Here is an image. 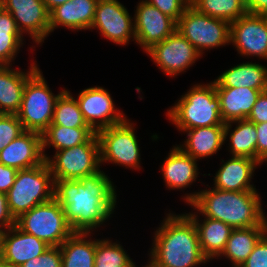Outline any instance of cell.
Listing matches in <instances>:
<instances>
[{
	"label": "cell",
	"instance_id": "cell-10",
	"mask_svg": "<svg viewBox=\"0 0 267 267\" xmlns=\"http://www.w3.org/2000/svg\"><path fill=\"white\" fill-rule=\"evenodd\" d=\"M132 121L123 122L97 132L100 143V163L117 164L132 169H140V148Z\"/></svg>",
	"mask_w": 267,
	"mask_h": 267
},
{
	"label": "cell",
	"instance_id": "cell-9",
	"mask_svg": "<svg viewBox=\"0 0 267 267\" xmlns=\"http://www.w3.org/2000/svg\"><path fill=\"white\" fill-rule=\"evenodd\" d=\"M54 180H80L100 171V143L95 133L86 143L55 151L46 160Z\"/></svg>",
	"mask_w": 267,
	"mask_h": 267
},
{
	"label": "cell",
	"instance_id": "cell-15",
	"mask_svg": "<svg viewBox=\"0 0 267 267\" xmlns=\"http://www.w3.org/2000/svg\"><path fill=\"white\" fill-rule=\"evenodd\" d=\"M0 6L11 14L21 34H27L42 45L50 34V14L43 0H0Z\"/></svg>",
	"mask_w": 267,
	"mask_h": 267
},
{
	"label": "cell",
	"instance_id": "cell-26",
	"mask_svg": "<svg viewBox=\"0 0 267 267\" xmlns=\"http://www.w3.org/2000/svg\"><path fill=\"white\" fill-rule=\"evenodd\" d=\"M215 88H252L267 90V67L253 62L237 64L214 80Z\"/></svg>",
	"mask_w": 267,
	"mask_h": 267
},
{
	"label": "cell",
	"instance_id": "cell-21",
	"mask_svg": "<svg viewBox=\"0 0 267 267\" xmlns=\"http://www.w3.org/2000/svg\"><path fill=\"white\" fill-rule=\"evenodd\" d=\"M98 0H70L52 9L50 14V33L58 27L72 31L91 28Z\"/></svg>",
	"mask_w": 267,
	"mask_h": 267
},
{
	"label": "cell",
	"instance_id": "cell-1",
	"mask_svg": "<svg viewBox=\"0 0 267 267\" xmlns=\"http://www.w3.org/2000/svg\"><path fill=\"white\" fill-rule=\"evenodd\" d=\"M116 192L113 182L101 170L80 180H54V198L74 232L93 233L111 218L117 205Z\"/></svg>",
	"mask_w": 267,
	"mask_h": 267
},
{
	"label": "cell",
	"instance_id": "cell-22",
	"mask_svg": "<svg viewBox=\"0 0 267 267\" xmlns=\"http://www.w3.org/2000/svg\"><path fill=\"white\" fill-rule=\"evenodd\" d=\"M197 161L183 152L177 145L173 146L161 165L165 186L169 190H182L190 187L200 173L198 172Z\"/></svg>",
	"mask_w": 267,
	"mask_h": 267
},
{
	"label": "cell",
	"instance_id": "cell-29",
	"mask_svg": "<svg viewBox=\"0 0 267 267\" xmlns=\"http://www.w3.org/2000/svg\"><path fill=\"white\" fill-rule=\"evenodd\" d=\"M228 137V150L232 156L248 157L257 161V132L254 123L247 119L225 123V141Z\"/></svg>",
	"mask_w": 267,
	"mask_h": 267
},
{
	"label": "cell",
	"instance_id": "cell-5",
	"mask_svg": "<svg viewBox=\"0 0 267 267\" xmlns=\"http://www.w3.org/2000/svg\"><path fill=\"white\" fill-rule=\"evenodd\" d=\"M10 212L16 220L33 207L54 198V179L46 160L33 168L18 170L6 193Z\"/></svg>",
	"mask_w": 267,
	"mask_h": 267
},
{
	"label": "cell",
	"instance_id": "cell-34",
	"mask_svg": "<svg viewBox=\"0 0 267 267\" xmlns=\"http://www.w3.org/2000/svg\"><path fill=\"white\" fill-rule=\"evenodd\" d=\"M24 132L17 114H0V152Z\"/></svg>",
	"mask_w": 267,
	"mask_h": 267
},
{
	"label": "cell",
	"instance_id": "cell-17",
	"mask_svg": "<svg viewBox=\"0 0 267 267\" xmlns=\"http://www.w3.org/2000/svg\"><path fill=\"white\" fill-rule=\"evenodd\" d=\"M49 247L45 241L27 234L16 225L0 232V259L21 266L32 258H38Z\"/></svg>",
	"mask_w": 267,
	"mask_h": 267
},
{
	"label": "cell",
	"instance_id": "cell-39",
	"mask_svg": "<svg viewBox=\"0 0 267 267\" xmlns=\"http://www.w3.org/2000/svg\"><path fill=\"white\" fill-rule=\"evenodd\" d=\"M0 37H23L11 14L0 6Z\"/></svg>",
	"mask_w": 267,
	"mask_h": 267
},
{
	"label": "cell",
	"instance_id": "cell-45",
	"mask_svg": "<svg viewBox=\"0 0 267 267\" xmlns=\"http://www.w3.org/2000/svg\"><path fill=\"white\" fill-rule=\"evenodd\" d=\"M70 0H43L47 10L50 12L52 9H54L56 6L62 5L65 2Z\"/></svg>",
	"mask_w": 267,
	"mask_h": 267
},
{
	"label": "cell",
	"instance_id": "cell-30",
	"mask_svg": "<svg viewBox=\"0 0 267 267\" xmlns=\"http://www.w3.org/2000/svg\"><path fill=\"white\" fill-rule=\"evenodd\" d=\"M95 132L91 128H66L60 125L50 124L42 133V152L44 159H48L45 149L51 146L60 151L86 143Z\"/></svg>",
	"mask_w": 267,
	"mask_h": 267
},
{
	"label": "cell",
	"instance_id": "cell-33",
	"mask_svg": "<svg viewBox=\"0 0 267 267\" xmlns=\"http://www.w3.org/2000/svg\"><path fill=\"white\" fill-rule=\"evenodd\" d=\"M94 267H136L119 242L96 239Z\"/></svg>",
	"mask_w": 267,
	"mask_h": 267
},
{
	"label": "cell",
	"instance_id": "cell-47",
	"mask_svg": "<svg viewBox=\"0 0 267 267\" xmlns=\"http://www.w3.org/2000/svg\"><path fill=\"white\" fill-rule=\"evenodd\" d=\"M0 267H20V266H16V265H12V264L6 263V262H4V261H2L0 259Z\"/></svg>",
	"mask_w": 267,
	"mask_h": 267
},
{
	"label": "cell",
	"instance_id": "cell-18",
	"mask_svg": "<svg viewBox=\"0 0 267 267\" xmlns=\"http://www.w3.org/2000/svg\"><path fill=\"white\" fill-rule=\"evenodd\" d=\"M44 161L42 134L34 131H25L0 152V163L17 170L30 169Z\"/></svg>",
	"mask_w": 267,
	"mask_h": 267
},
{
	"label": "cell",
	"instance_id": "cell-31",
	"mask_svg": "<svg viewBox=\"0 0 267 267\" xmlns=\"http://www.w3.org/2000/svg\"><path fill=\"white\" fill-rule=\"evenodd\" d=\"M200 13L229 23L247 13L246 0H190Z\"/></svg>",
	"mask_w": 267,
	"mask_h": 267
},
{
	"label": "cell",
	"instance_id": "cell-8",
	"mask_svg": "<svg viewBox=\"0 0 267 267\" xmlns=\"http://www.w3.org/2000/svg\"><path fill=\"white\" fill-rule=\"evenodd\" d=\"M176 30L202 56L204 50L230 44V23L200 13L191 4L177 21Z\"/></svg>",
	"mask_w": 267,
	"mask_h": 267
},
{
	"label": "cell",
	"instance_id": "cell-36",
	"mask_svg": "<svg viewBox=\"0 0 267 267\" xmlns=\"http://www.w3.org/2000/svg\"><path fill=\"white\" fill-rule=\"evenodd\" d=\"M20 267H62L61 249L51 246L38 258L29 259Z\"/></svg>",
	"mask_w": 267,
	"mask_h": 267
},
{
	"label": "cell",
	"instance_id": "cell-48",
	"mask_svg": "<svg viewBox=\"0 0 267 267\" xmlns=\"http://www.w3.org/2000/svg\"><path fill=\"white\" fill-rule=\"evenodd\" d=\"M263 162H267V153L260 159V161H259V166L261 165V164H263Z\"/></svg>",
	"mask_w": 267,
	"mask_h": 267
},
{
	"label": "cell",
	"instance_id": "cell-35",
	"mask_svg": "<svg viewBox=\"0 0 267 267\" xmlns=\"http://www.w3.org/2000/svg\"><path fill=\"white\" fill-rule=\"evenodd\" d=\"M176 22L190 5V0H143Z\"/></svg>",
	"mask_w": 267,
	"mask_h": 267
},
{
	"label": "cell",
	"instance_id": "cell-3",
	"mask_svg": "<svg viewBox=\"0 0 267 267\" xmlns=\"http://www.w3.org/2000/svg\"><path fill=\"white\" fill-rule=\"evenodd\" d=\"M194 213L225 222L233 229L264 226L261 196L257 190L226 191L216 188L198 190L182 196Z\"/></svg>",
	"mask_w": 267,
	"mask_h": 267
},
{
	"label": "cell",
	"instance_id": "cell-28",
	"mask_svg": "<svg viewBox=\"0 0 267 267\" xmlns=\"http://www.w3.org/2000/svg\"><path fill=\"white\" fill-rule=\"evenodd\" d=\"M264 234V226L233 229L217 259L225 257L227 261L230 260L232 267H240Z\"/></svg>",
	"mask_w": 267,
	"mask_h": 267
},
{
	"label": "cell",
	"instance_id": "cell-23",
	"mask_svg": "<svg viewBox=\"0 0 267 267\" xmlns=\"http://www.w3.org/2000/svg\"><path fill=\"white\" fill-rule=\"evenodd\" d=\"M187 139L177 145L183 152L198 160L216 154L225 142V125H214L183 130Z\"/></svg>",
	"mask_w": 267,
	"mask_h": 267
},
{
	"label": "cell",
	"instance_id": "cell-38",
	"mask_svg": "<svg viewBox=\"0 0 267 267\" xmlns=\"http://www.w3.org/2000/svg\"><path fill=\"white\" fill-rule=\"evenodd\" d=\"M240 267H267V235L264 234Z\"/></svg>",
	"mask_w": 267,
	"mask_h": 267
},
{
	"label": "cell",
	"instance_id": "cell-25",
	"mask_svg": "<svg viewBox=\"0 0 267 267\" xmlns=\"http://www.w3.org/2000/svg\"><path fill=\"white\" fill-rule=\"evenodd\" d=\"M196 225L199 244L203 255L210 262L217 259L223 252L233 228L217 219L204 217L200 220V214H187ZM201 221V222H200Z\"/></svg>",
	"mask_w": 267,
	"mask_h": 267
},
{
	"label": "cell",
	"instance_id": "cell-16",
	"mask_svg": "<svg viewBox=\"0 0 267 267\" xmlns=\"http://www.w3.org/2000/svg\"><path fill=\"white\" fill-rule=\"evenodd\" d=\"M134 14L135 43L146 52L176 31L177 22L141 0Z\"/></svg>",
	"mask_w": 267,
	"mask_h": 267
},
{
	"label": "cell",
	"instance_id": "cell-43",
	"mask_svg": "<svg viewBox=\"0 0 267 267\" xmlns=\"http://www.w3.org/2000/svg\"><path fill=\"white\" fill-rule=\"evenodd\" d=\"M257 132V161L267 153V122L255 124Z\"/></svg>",
	"mask_w": 267,
	"mask_h": 267
},
{
	"label": "cell",
	"instance_id": "cell-12",
	"mask_svg": "<svg viewBox=\"0 0 267 267\" xmlns=\"http://www.w3.org/2000/svg\"><path fill=\"white\" fill-rule=\"evenodd\" d=\"M230 44L240 56L267 60V15L247 12L230 23Z\"/></svg>",
	"mask_w": 267,
	"mask_h": 267
},
{
	"label": "cell",
	"instance_id": "cell-40",
	"mask_svg": "<svg viewBox=\"0 0 267 267\" xmlns=\"http://www.w3.org/2000/svg\"><path fill=\"white\" fill-rule=\"evenodd\" d=\"M247 120L254 124L267 122V90L260 93Z\"/></svg>",
	"mask_w": 267,
	"mask_h": 267
},
{
	"label": "cell",
	"instance_id": "cell-37",
	"mask_svg": "<svg viewBox=\"0 0 267 267\" xmlns=\"http://www.w3.org/2000/svg\"><path fill=\"white\" fill-rule=\"evenodd\" d=\"M23 40L24 37H0V65H12L24 44Z\"/></svg>",
	"mask_w": 267,
	"mask_h": 267
},
{
	"label": "cell",
	"instance_id": "cell-32",
	"mask_svg": "<svg viewBox=\"0 0 267 267\" xmlns=\"http://www.w3.org/2000/svg\"><path fill=\"white\" fill-rule=\"evenodd\" d=\"M69 90H64L58 97L52 124L66 128H90L80 110L78 101Z\"/></svg>",
	"mask_w": 267,
	"mask_h": 267
},
{
	"label": "cell",
	"instance_id": "cell-44",
	"mask_svg": "<svg viewBox=\"0 0 267 267\" xmlns=\"http://www.w3.org/2000/svg\"><path fill=\"white\" fill-rule=\"evenodd\" d=\"M246 9L250 14L267 15V0H246Z\"/></svg>",
	"mask_w": 267,
	"mask_h": 267
},
{
	"label": "cell",
	"instance_id": "cell-24",
	"mask_svg": "<svg viewBox=\"0 0 267 267\" xmlns=\"http://www.w3.org/2000/svg\"><path fill=\"white\" fill-rule=\"evenodd\" d=\"M215 89L220 100L221 118L224 123L247 119L262 92L243 87Z\"/></svg>",
	"mask_w": 267,
	"mask_h": 267
},
{
	"label": "cell",
	"instance_id": "cell-11",
	"mask_svg": "<svg viewBox=\"0 0 267 267\" xmlns=\"http://www.w3.org/2000/svg\"><path fill=\"white\" fill-rule=\"evenodd\" d=\"M167 76H177L201 58L195 47L177 30L146 51Z\"/></svg>",
	"mask_w": 267,
	"mask_h": 267
},
{
	"label": "cell",
	"instance_id": "cell-6",
	"mask_svg": "<svg viewBox=\"0 0 267 267\" xmlns=\"http://www.w3.org/2000/svg\"><path fill=\"white\" fill-rule=\"evenodd\" d=\"M64 90L54 95L40 68L27 80L17 113L25 131L42 134L48 128L53 120L56 101Z\"/></svg>",
	"mask_w": 267,
	"mask_h": 267
},
{
	"label": "cell",
	"instance_id": "cell-2",
	"mask_svg": "<svg viewBox=\"0 0 267 267\" xmlns=\"http://www.w3.org/2000/svg\"><path fill=\"white\" fill-rule=\"evenodd\" d=\"M154 232L148 265L151 267H197L209 262L199 244L196 225L185 213H168Z\"/></svg>",
	"mask_w": 267,
	"mask_h": 267
},
{
	"label": "cell",
	"instance_id": "cell-46",
	"mask_svg": "<svg viewBox=\"0 0 267 267\" xmlns=\"http://www.w3.org/2000/svg\"><path fill=\"white\" fill-rule=\"evenodd\" d=\"M263 224H264L265 234L267 235V215L265 212H263Z\"/></svg>",
	"mask_w": 267,
	"mask_h": 267
},
{
	"label": "cell",
	"instance_id": "cell-14",
	"mask_svg": "<svg viewBox=\"0 0 267 267\" xmlns=\"http://www.w3.org/2000/svg\"><path fill=\"white\" fill-rule=\"evenodd\" d=\"M76 100L85 121L95 133L127 118L123 111L116 109L112 96L103 87L86 88L78 94Z\"/></svg>",
	"mask_w": 267,
	"mask_h": 267
},
{
	"label": "cell",
	"instance_id": "cell-7",
	"mask_svg": "<svg viewBox=\"0 0 267 267\" xmlns=\"http://www.w3.org/2000/svg\"><path fill=\"white\" fill-rule=\"evenodd\" d=\"M15 225L49 246H60L74 232L55 198L22 214L16 219Z\"/></svg>",
	"mask_w": 267,
	"mask_h": 267
},
{
	"label": "cell",
	"instance_id": "cell-19",
	"mask_svg": "<svg viewBox=\"0 0 267 267\" xmlns=\"http://www.w3.org/2000/svg\"><path fill=\"white\" fill-rule=\"evenodd\" d=\"M223 163L216 175L214 176V187L226 191H249L257 190L254 184H251L254 171L257 169L259 162L248 158L231 156Z\"/></svg>",
	"mask_w": 267,
	"mask_h": 267
},
{
	"label": "cell",
	"instance_id": "cell-41",
	"mask_svg": "<svg viewBox=\"0 0 267 267\" xmlns=\"http://www.w3.org/2000/svg\"><path fill=\"white\" fill-rule=\"evenodd\" d=\"M16 224L12 216L5 193H0V232L5 231Z\"/></svg>",
	"mask_w": 267,
	"mask_h": 267
},
{
	"label": "cell",
	"instance_id": "cell-42",
	"mask_svg": "<svg viewBox=\"0 0 267 267\" xmlns=\"http://www.w3.org/2000/svg\"><path fill=\"white\" fill-rule=\"evenodd\" d=\"M18 170L0 163V193H7L15 181Z\"/></svg>",
	"mask_w": 267,
	"mask_h": 267
},
{
	"label": "cell",
	"instance_id": "cell-13",
	"mask_svg": "<svg viewBox=\"0 0 267 267\" xmlns=\"http://www.w3.org/2000/svg\"><path fill=\"white\" fill-rule=\"evenodd\" d=\"M102 36L118 45L135 41L134 20L118 0H98L93 24Z\"/></svg>",
	"mask_w": 267,
	"mask_h": 267
},
{
	"label": "cell",
	"instance_id": "cell-27",
	"mask_svg": "<svg viewBox=\"0 0 267 267\" xmlns=\"http://www.w3.org/2000/svg\"><path fill=\"white\" fill-rule=\"evenodd\" d=\"M59 247L62 267H94L96 239L91 232H73Z\"/></svg>",
	"mask_w": 267,
	"mask_h": 267
},
{
	"label": "cell",
	"instance_id": "cell-4",
	"mask_svg": "<svg viewBox=\"0 0 267 267\" xmlns=\"http://www.w3.org/2000/svg\"><path fill=\"white\" fill-rule=\"evenodd\" d=\"M166 116L181 132L193 128L225 125L221 118L220 100L214 81L193 85L168 109Z\"/></svg>",
	"mask_w": 267,
	"mask_h": 267
},
{
	"label": "cell",
	"instance_id": "cell-20",
	"mask_svg": "<svg viewBox=\"0 0 267 267\" xmlns=\"http://www.w3.org/2000/svg\"><path fill=\"white\" fill-rule=\"evenodd\" d=\"M34 61L29 71L12 69L11 65H0V114H17L21 107L27 80L39 69Z\"/></svg>",
	"mask_w": 267,
	"mask_h": 267
}]
</instances>
